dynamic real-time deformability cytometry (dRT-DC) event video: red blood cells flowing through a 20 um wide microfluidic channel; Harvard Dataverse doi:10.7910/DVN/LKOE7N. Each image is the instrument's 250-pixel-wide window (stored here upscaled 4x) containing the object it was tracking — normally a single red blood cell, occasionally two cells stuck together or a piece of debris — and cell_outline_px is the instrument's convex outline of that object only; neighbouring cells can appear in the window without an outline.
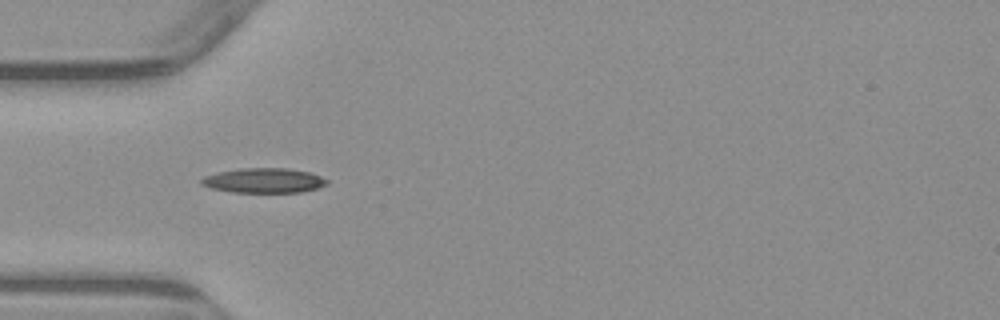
{"species": "common noctule bat (a hibernating species)", "species_latin": "Nyctalus noctula", "temperature_condition": "warm", "stored_images_in_passage": 6, "camera_frame_rate_fps": 3000, "um_per_image_px": 0.085, "animal": {"sex": "male", "body_mass_g": 23.1, "forearm_length_mm": 52.7}, "frame": {"image": 1, "passage_image": 3, "time_ms": 2.667, "image_size_px": [1000, 320], "cell_outline_px": [[328, 184], [316, 188], [300, 192], [232, 192], [212, 188], [200, 184], [200, 180], [204, 176], [216, 172], [240, 168], [288, 168], [308, 172], [320, 176], [328, 180]], "centroid_in_image_um": [22.4, 15.33], "position_along_channel_um": 62.6, "area_um2": 18.09}}
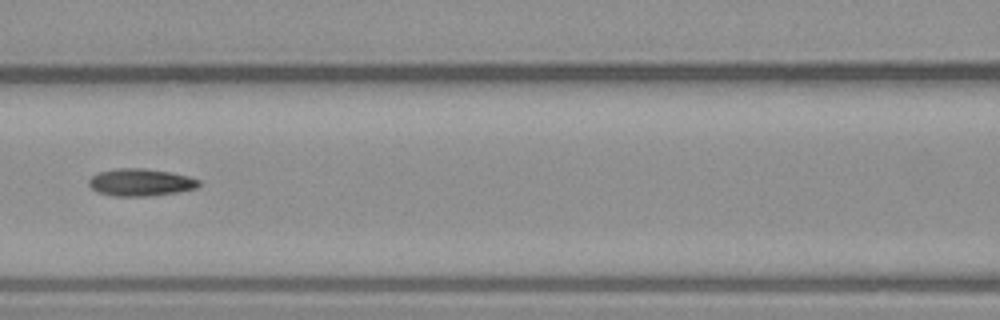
{"frame": {"image": 2, "passage_image": 5, "time_ms": 5.0, "image_size_px": [1000, 320], "cell_outline_px": [[200, 184], [196, 188], [176, 192], [148, 196], [112, 196], [96, 192], [88, 184], [88, 180], [96, 172], [116, 168], [144, 168], [168, 172], [188, 176], [200, 180]], "centroid_in_image_um": [11.89, 15.49], "position_along_channel_um": 154.7, "area_um2": 17.57}}
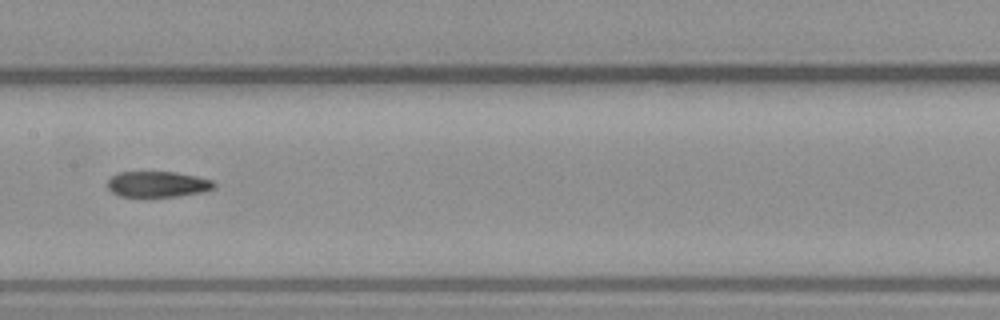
{"frame": {"image": 3, "passage_image": 6, "time_ms": 6.0, "image_size_px": [1000, 320], "cell_outline_px": [[216, 188], [204, 192], [180, 196], [144, 200], [120, 196], [112, 192], [108, 188], [108, 180], [112, 176], [120, 172], [176, 172], [196, 176], [212, 180], [216, 184]], "centroid_in_image_um": [13.4, 15.71], "position_along_channel_um": 194.0, "area_um2": 16.88}}